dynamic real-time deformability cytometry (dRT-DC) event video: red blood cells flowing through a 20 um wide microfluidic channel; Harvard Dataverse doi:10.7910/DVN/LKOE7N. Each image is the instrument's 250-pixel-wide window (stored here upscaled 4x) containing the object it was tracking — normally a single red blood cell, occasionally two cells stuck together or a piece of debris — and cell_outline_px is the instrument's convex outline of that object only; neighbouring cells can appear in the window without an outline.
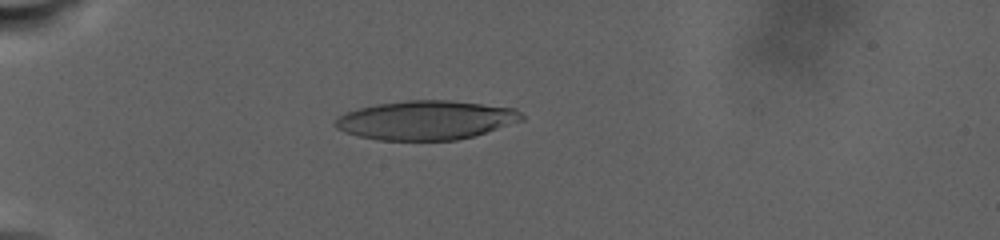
{"species": "human", "species_latin": "Homo sapiens", "temperature_condition": "warm", "stored_images_in_passage": 128, "camera_frame_rate_fps": 3000, "um_per_image_px": 0.085, "donor": {"sex": "male"}, "frame": {"image": 1, "passage_image": 24, "time_ms": 4.333, "image_size_px": [1000, 240], "cell_outline_px": [[524, 120], [472, 136], [456, 140], [376, 140], [344, 132], [336, 128], [332, 124], [344, 112], [376, 104], [408, 100], [448, 100], [516, 108], [524, 116]], "centroid_in_image_um": [36.19, 10.21], "position_along_channel_um": 48.8, "area_um2": 42.31}}
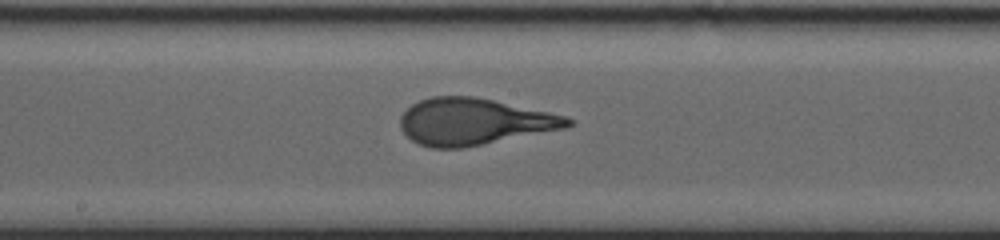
{"frame": {"image": 2, "passage_image": 64, "time_ms": 13.0, "image_size_px": [1000, 240], "cell_outline_px": [[572, 124], [568, 128], [460, 148], [432, 148], [416, 144], [400, 128], [400, 116], [412, 104], [420, 100], [432, 96], [472, 96], [492, 100], [568, 116], [572, 120]], "centroid_in_image_um": [40.27, 10.34], "position_along_channel_um": 207.9, "area_um2": 45.32}}
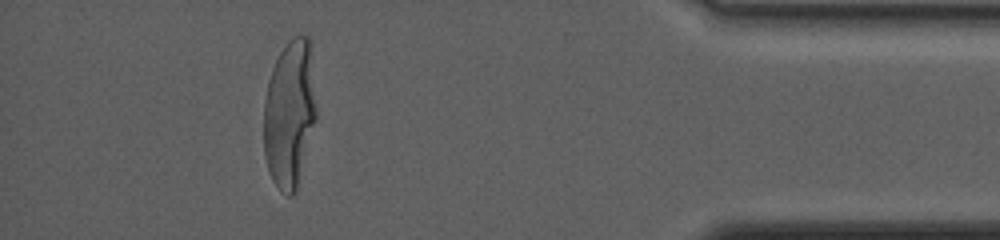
{"frame": {"image": 3, "passage_image": 112, "time_ms": 23.667, "image_size_px": [1000, 240], "cell_outline_px": [[316, 120], [296, 192], [292, 196], [288, 196], [280, 192], [272, 180], [264, 156], [264, 100], [268, 80], [272, 68], [284, 44], [292, 36], [308, 36], [312, 40], [316, 108]], "centroid_in_image_um": [24.63, 9.63], "position_along_channel_um": 410.6, "area_um2": 46.18}}